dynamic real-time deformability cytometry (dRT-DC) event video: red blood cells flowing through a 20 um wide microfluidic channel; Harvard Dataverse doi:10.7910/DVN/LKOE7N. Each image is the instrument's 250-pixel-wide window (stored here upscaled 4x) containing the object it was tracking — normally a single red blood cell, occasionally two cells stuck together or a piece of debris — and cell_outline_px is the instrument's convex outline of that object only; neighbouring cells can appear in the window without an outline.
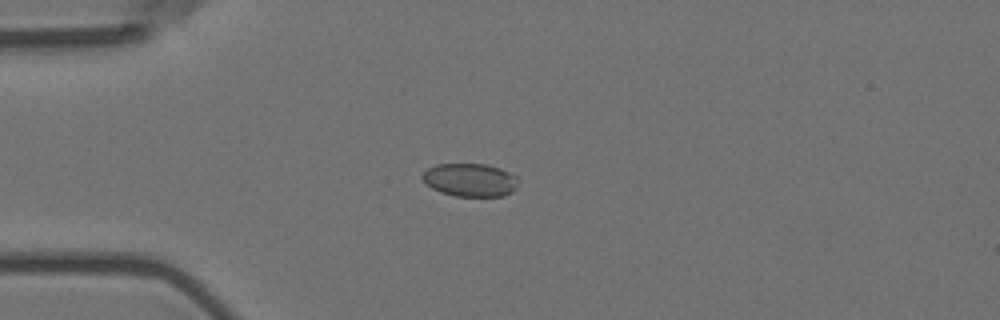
{"species": "Egyptian fruit bat (a non-hibernating species)", "species_latin": "Rousettus aegyptiacus", "temperature_condition": "room temperature", "stored_images_in_passage": 51, "camera_frame_rate_fps": 3000, "um_per_image_px": 0.085, "animal": {"sex": "female"}, "frame": {"image": 1, "passage_image": 9, "time_ms": 2.667, "image_size_px": [1000, 320], "cell_outline_px": [[516, 188], [512, 192], [504, 196], [456, 196], [440, 192], [424, 184], [420, 176], [428, 168], [436, 164], [484, 164], [500, 168], [516, 176]], "centroid_in_image_um": [39.91, 15.3], "position_along_channel_um": 45.1, "area_um2": 18.55}}
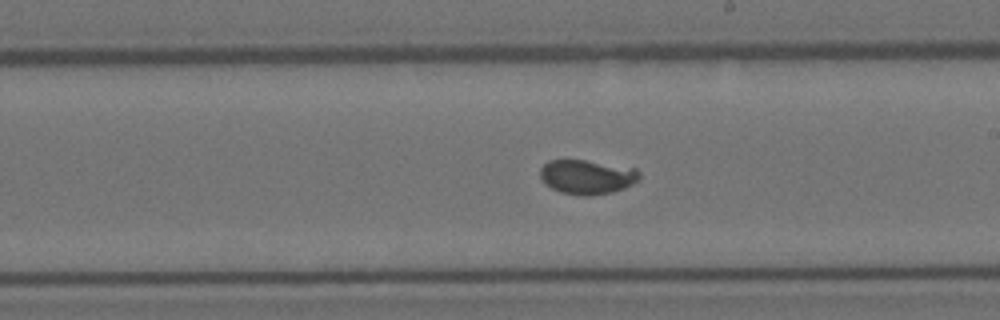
{"frame": {"image": 2, "passage_image": 27, "time_ms": 8.667, "image_size_px": [1000, 320], "cell_outline_px": [[640, 180], [624, 188], [612, 192], [588, 196], [580, 196], [560, 192], [544, 184], [540, 176], [540, 168], [548, 160], [584, 160], [636, 168], [640, 172]], "centroid_in_image_um": [49.9, 15.04], "position_along_channel_um": 239.1, "area_um2": 20.06}}
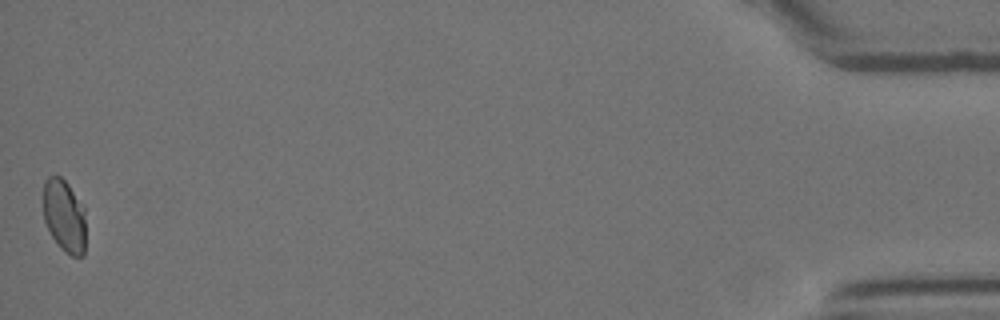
{"frame": {"image": 3, "passage_image": 51, "time_ms": 16.667, "image_size_px": [1000, 320], "cell_outline_px": [[84, 256], [72, 256], [64, 252], [60, 248], [52, 236], [44, 220], [44, 180], [48, 176], [60, 176], [68, 184], [84, 204]], "centroid_in_image_um": [5.47, 18.34], "position_along_channel_um": 429.7, "area_um2": 18.03}, "authors_computed_cell_mechanics": {"area_um2": 19.363, "velocity_mm_per_s": 3.5647, "shape_relaxation_time_tau1_ms": 7.1313, "shape_relaxation_time_tau2_ms": null, "deformation_change_tau1": 0.1571, "deformation_change_tau2": null}}